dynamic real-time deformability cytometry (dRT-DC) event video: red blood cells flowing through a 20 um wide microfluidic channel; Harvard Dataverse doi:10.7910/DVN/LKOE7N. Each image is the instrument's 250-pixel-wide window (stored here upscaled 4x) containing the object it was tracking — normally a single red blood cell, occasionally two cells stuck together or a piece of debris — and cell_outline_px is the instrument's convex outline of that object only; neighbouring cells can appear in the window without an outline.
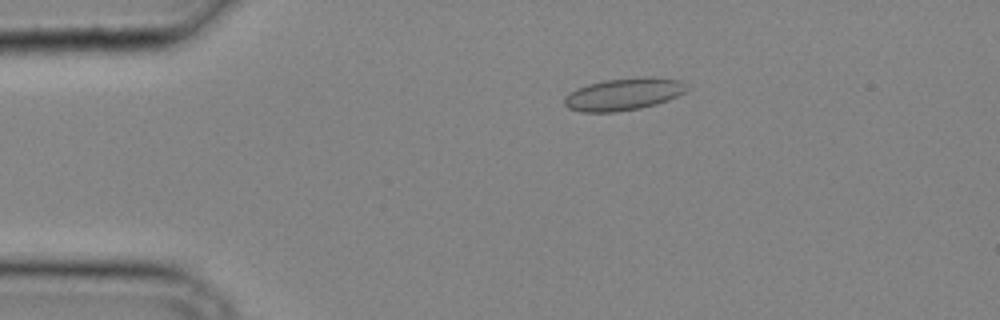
{"species": "common noctule bat (a hibernating species)", "species_latin": "Nyctalus noctula", "temperature_condition": "cold", "stored_images_in_passage": 32, "camera_frame_rate_fps": 3000, "um_per_image_px": 0.085, "animal": {"sex": "male", "body_mass_g": 20.4}, "frame": {"image": 1, "passage_image": 7, "time_ms": 2.0, "image_size_px": [1000, 320], "cell_outline_px": [[688, 88], [684, 92], [668, 100], [656, 104], [640, 108], [616, 112], [580, 112], [568, 108], [564, 104], [564, 96], [576, 88], [588, 84], [604, 80], [640, 76], [652, 76], [680, 80]], "centroid_in_image_um": [52.98, 8.0], "position_along_channel_um": 32.0, "area_um2": 23.18}}
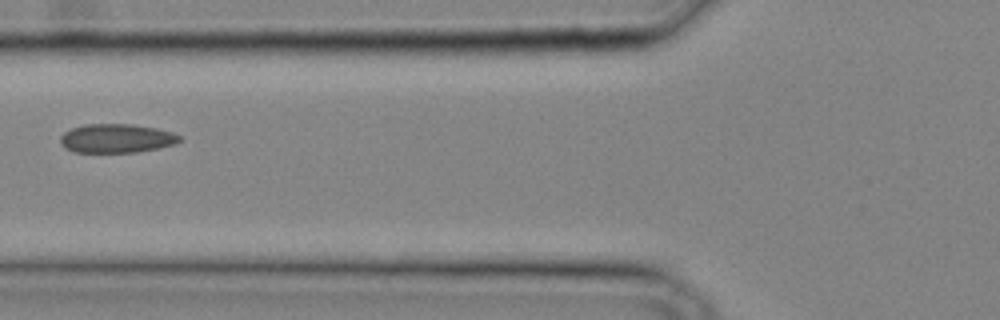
{"frame": {"image": 2, "passage_image": 14, "time_ms": 4.333, "image_size_px": [1000, 320], "cell_outline_px": [[180, 140], [176, 144], [136, 152], [72, 152], [64, 148], [60, 144], [60, 136], [64, 132], [72, 128], [84, 124], [132, 124], [156, 128], [172, 132], [180, 136]], "centroid_in_image_um": [9.86, 11.76], "position_along_channel_um": 115.9, "area_um2": 20.11}}
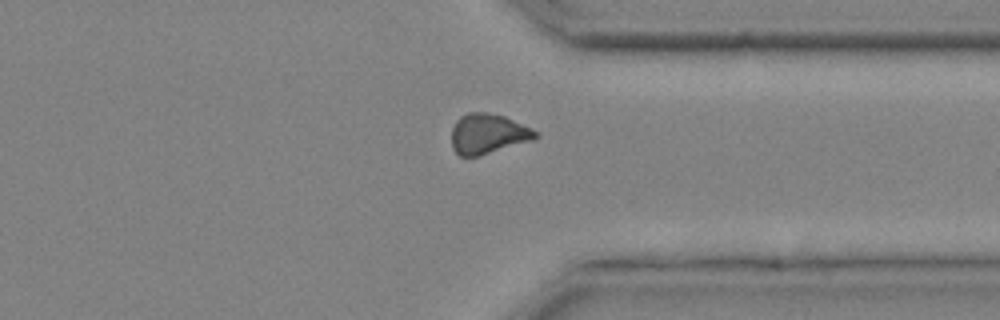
{"frame": {"image": 3, "passage_image": 28, "time_ms": 9.0, "image_size_px": [1000, 320], "cell_outline_px": [[540, 136], [536, 140], [480, 156], [460, 156], [452, 148], [452, 128], [456, 120], [460, 116], [468, 112], [488, 112], [504, 116], [532, 128]], "centroid_in_image_um": [41.51, 11.38], "position_along_channel_um": 369.9, "area_um2": 19.94}}